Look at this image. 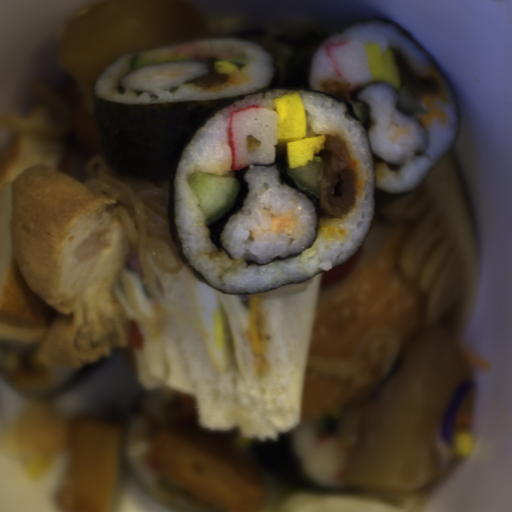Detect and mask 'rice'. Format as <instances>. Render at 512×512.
<instances>
[{
  "mask_svg": "<svg viewBox=\"0 0 512 512\" xmlns=\"http://www.w3.org/2000/svg\"><path fill=\"white\" fill-rule=\"evenodd\" d=\"M299 91L304 101L308 136L323 135L326 131L340 129L350 140L353 153L359 158L364 171V190L361 205L346 227L352 231L348 242L325 243L311 259L299 256L272 262L268 265H247L245 261L235 272H227L228 260H208L201 252H217L210 242L198 199L187 179L193 172L234 176L231 150L227 143L231 111L259 105L274 111V98L286 92ZM326 149L315 154L324 161L325 171L321 182L318 205L321 221L343 218L354 207L356 200V171L351 170V158L341 134H324ZM376 176L372 150L362 124L354 118L347 106L321 92L297 89H275L241 98L234 104L220 109L199 128L195 137L184 149L174 181V219L182 241L183 253L192 266L215 288L237 294H251L277 289L281 284L298 282L320 271H328L346 263L366 238L373 222L374 190Z\"/></svg>",
  "mask_w": 512,
  "mask_h": 512,
  "instance_id": "rice-1",
  "label": "rice"
},
{
  "mask_svg": "<svg viewBox=\"0 0 512 512\" xmlns=\"http://www.w3.org/2000/svg\"><path fill=\"white\" fill-rule=\"evenodd\" d=\"M356 40L363 46L369 42L378 43L382 53L390 48L400 73L401 87H407L421 105V113H428L422 97L432 95L436 104L450 115L447 125H432L427 128L416 115H408L398 109L399 93L391 83L370 84L355 100L367 102L370 106V128L366 129L369 147L372 153L382 160L401 165L398 171H390L385 163L373 162L375 183L388 193H404L420 186L429 171L447 155L453 147L459 133L460 117L451 88L428 55L399 31L393 23L362 22L333 34L319 45L314 53L310 75V89L323 91L321 82L350 83L340 77L327 53L326 46ZM431 67L439 73L446 85L450 103L443 104L437 97L438 85L434 77L420 75L423 67ZM408 123L409 136H398L395 143L389 137L394 129L388 131L392 123Z\"/></svg>",
  "mask_w": 512,
  "mask_h": 512,
  "instance_id": "rice-2",
  "label": "rice"
},
{
  "mask_svg": "<svg viewBox=\"0 0 512 512\" xmlns=\"http://www.w3.org/2000/svg\"><path fill=\"white\" fill-rule=\"evenodd\" d=\"M194 44L203 61H161L157 56L175 54L184 45ZM137 54L154 61L126 75L121 84L126 87L125 95L117 92V80L122 73L130 70L132 56ZM238 57L249 59V63L229 75L226 84L210 89L194 85L200 75L216 73L207 59L211 57ZM274 75L270 51L249 39L210 38L185 41L153 49L139 50L119 55L106 64L95 81L94 94L102 99L117 103H159L169 101H198L227 96L247 95L267 88ZM178 89L171 93L172 89ZM134 91L144 92L137 96Z\"/></svg>",
  "mask_w": 512,
  "mask_h": 512,
  "instance_id": "rice-3",
  "label": "rice"
},
{
  "mask_svg": "<svg viewBox=\"0 0 512 512\" xmlns=\"http://www.w3.org/2000/svg\"><path fill=\"white\" fill-rule=\"evenodd\" d=\"M248 192L243 207L227 221L221 245L232 260L239 258L258 264L287 258L307 250L316 237L318 218L314 205L302 193L280 183L277 167L248 165L244 176ZM279 213L292 209L301 217L294 234H273L270 209Z\"/></svg>",
  "mask_w": 512,
  "mask_h": 512,
  "instance_id": "rice-4",
  "label": "rice"
},
{
  "mask_svg": "<svg viewBox=\"0 0 512 512\" xmlns=\"http://www.w3.org/2000/svg\"><path fill=\"white\" fill-rule=\"evenodd\" d=\"M161 427L191 428L213 435L216 429L201 425L193 398L164 391L143 403L125 431L134 470L152 497L179 511L210 512L211 508L188 497L151 459L153 436Z\"/></svg>",
  "mask_w": 512,
  "mask_h": 512,
  "instance_id": "rice-5",
  "label": "rice"
},
{
  "mask_svg": "<svg viewBox=\"0 0 512 512\" xmlns=\"http://www.w3.org/2000/svg\"><path fill=\"white\" fill-rule=\"evenodd\" d=\"M367 394L338 411L298 418L291 431L318 483H340L365 417Z\"/></svg>",
  "mask_w": 512,
  "mask_h": 512,
  "instance_id": "rice-6",
  "label": "rice"
},
{
  "mask_svg": "<svg viewBox=\"0 0 512 512\" xmlns=\"http://www.w3.org/2000/svg\"><path fill=\"white\" fill-rule=\"evenodd\" d=\"M40 343L0 340V360L4 377L36 393L54 389L75 369L46 367L35 360Z\"/></svg>",
  "mask_w": 512,
  "mask_h": 512,
  "instance_id": "rice-7",
  "label": "rice"
}]
</instances>
